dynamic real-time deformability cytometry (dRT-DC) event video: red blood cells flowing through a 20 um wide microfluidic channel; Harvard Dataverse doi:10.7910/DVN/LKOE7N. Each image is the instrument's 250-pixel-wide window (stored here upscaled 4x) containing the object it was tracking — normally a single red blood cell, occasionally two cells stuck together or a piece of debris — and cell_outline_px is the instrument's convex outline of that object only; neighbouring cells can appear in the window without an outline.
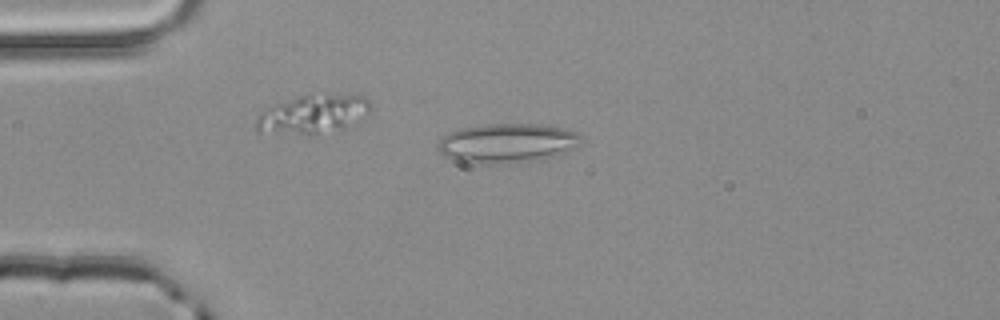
{"species": "common noctule bat (a hibernating species)", "species_latin": "Nyctalus noctula", "temperature_condition": "room temperature", "stored_images_in_passage": 1, "camera_frame_rate_fps": 3000, "um_per_image_px": 0.085, "animal": {"sex": "male", "body_mass_g": 20.4}, "frame": {"image": 1, "passage_image": 1, "time_ms": 0.0, "image_size_px": [1000, 320], "cell_outline_px": [[580, 136], [564, 152], [540, 160], [484, 164], [456, 160], [444, 156], [436, 148], [436, 144], [444, 136], [460, 128], [484, 124], [540, 124], [564, 128], [576, 132]], "centroid_in_image_um": [43.0, 12.15], "position_along_channel_um": 42.0, "area_um2": 32.14}}